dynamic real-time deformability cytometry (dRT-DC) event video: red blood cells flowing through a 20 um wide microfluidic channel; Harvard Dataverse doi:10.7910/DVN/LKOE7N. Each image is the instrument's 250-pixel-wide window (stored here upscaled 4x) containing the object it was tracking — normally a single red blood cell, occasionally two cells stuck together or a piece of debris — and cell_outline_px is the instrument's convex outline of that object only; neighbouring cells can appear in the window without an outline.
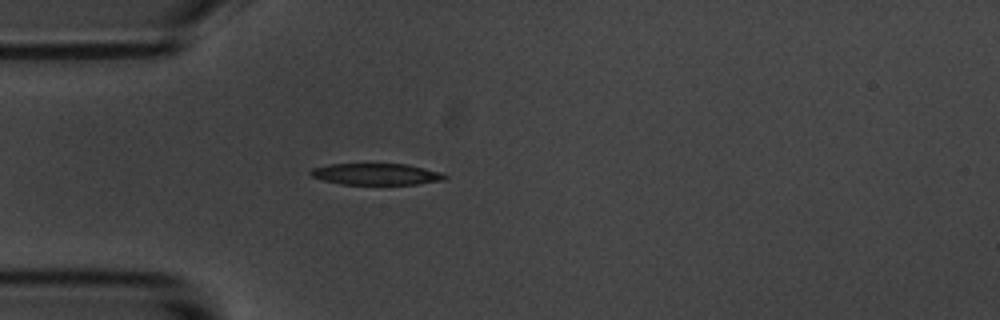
{"species": "common noctule bat (a hibernating species)", "species_latin": "Nyctalus noctula", "temperature_condition": "room temperature", "stored_images_in_passage": 4, "camera_frame_rate_fps": 3000, "um_per_image_px": 0.085, "animal": {"sex": "male", "body_mass_g": 20.1, "forearm_length_mm": 53.5}, "frame": {"image": 1, "passage_image": 4, "time_ms": 3.667, "image_size_px": [1000, 320], "cell_outline_px": [[448, 176], [444, 180], [416, 184], [340, 184], [324, 180], [312, 176], [308, 172], [312, 168], [328, 164], [408, 164], [440, 172]], "centroid_in_image_um": [31.97, 14.8], "position_along_channel_um": 53.0, "area_um2": 16.7}}